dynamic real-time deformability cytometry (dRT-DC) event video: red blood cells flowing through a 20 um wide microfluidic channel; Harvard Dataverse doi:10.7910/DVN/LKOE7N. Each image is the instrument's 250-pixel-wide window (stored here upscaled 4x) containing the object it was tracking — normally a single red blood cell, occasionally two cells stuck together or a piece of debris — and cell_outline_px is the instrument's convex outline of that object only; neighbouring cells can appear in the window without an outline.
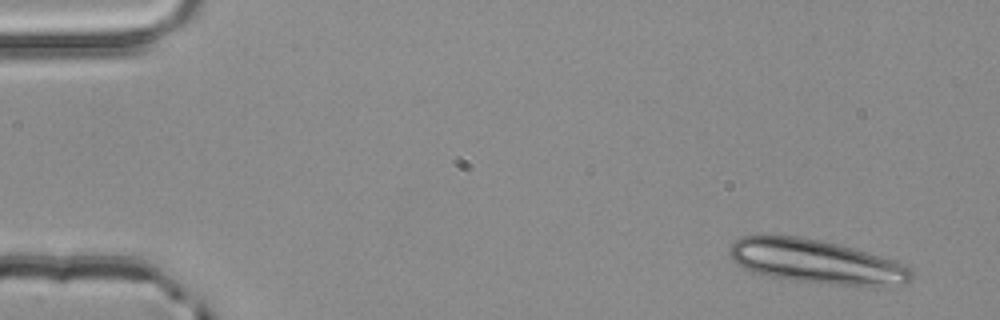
{"species": "common noctule bat (a hibernating species)", "species_latin": "Nyctalus noctula", "temperature_condition": "room temperature", "stored_images_in_passage": 4, "camera_frame_rate_fps": 3000, "um_per_image_px": 0.085, "animal": {"sex": "male", "body_mass_g": 20.4}, "frame": {"image": 1, "passage_image": 1, "time_ms": 0.0, "image_size_px": [1000, 320], "cell_outline_px": [[912, 280], [904, 284], [876, 288], [788, 280], [760, 276], [748, 272], [736, 264], [732, 260], [728, 252], [728, 248], [740, 236], [804, 236], [852, 248], [880, 256], [904, 264], [912, 272]], "centroid_in_image_um": [69.34, 22.27], "position_along_channel_um": 15.7, "area_um2": 47.34}}